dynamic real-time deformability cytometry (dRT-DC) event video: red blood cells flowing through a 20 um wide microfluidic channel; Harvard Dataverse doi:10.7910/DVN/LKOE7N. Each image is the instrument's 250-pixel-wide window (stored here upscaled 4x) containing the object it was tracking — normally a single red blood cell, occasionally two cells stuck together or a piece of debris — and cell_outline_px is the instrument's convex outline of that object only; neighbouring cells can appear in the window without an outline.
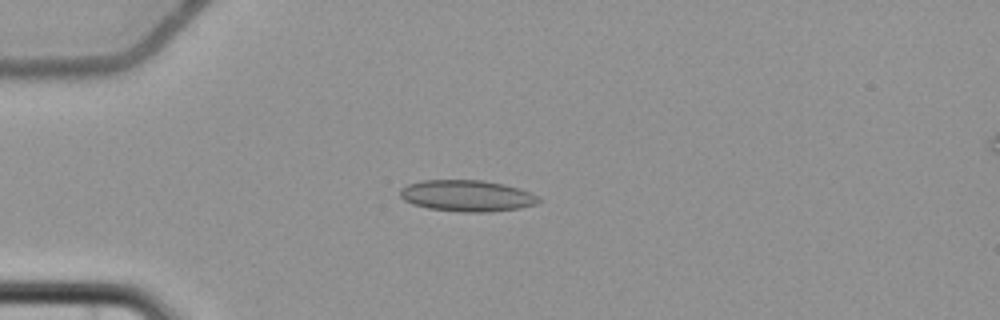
{"species": "common noctule bat (a hibernating species)", "species_latin": "Nyctalus noctula", "temperature_condition": "cold", "stored_images_in_passage": 7, "camera_frame_rate_fps": 3000, "um_per_image_px": 0.085, "animal": {"sex": "female", "body_mass_g": 22.7, "forearm_length_mm": 54.2}, "frame": {"image": 1, "passage_image": 4, "time_ms": 4.333, "image_size_px": [1000, 320], "cell_outline_px": [[544, 200], [536, 204], [520, 208], [492, 212], [460, 212], [428, 208], [412, 204], [404, 200], [400, 196], [400, 188], [408, 184], [420, 180], [484, 180], [504, 184], [520, 188], [532, 192], [540, 196]], "centroid_in_image_um": [39.74, 16.64], "position_along_channel_um": 45.3, "area_um2": 25.78}}
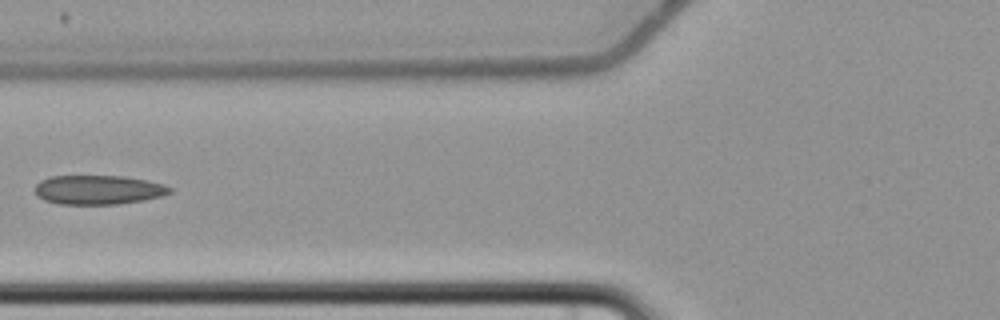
{"frame": {"image": 2, "passage_image": 6, "time_ms": 7.0, "image_size_px": [1000, 320], "cell_outline_px": [[172, 192], [164, 196], [144, 200], [120, 204], [60, 204], [44, 200], [36, 196], [36, 184], [40, 180], [52, 176], [124, 176], [148, 180], [164, 184], [172, 188]], "centroid_in_image_um": [8.39, 16.13], "position_along_channel_um": 117.4, "area_um2": 23.18}}
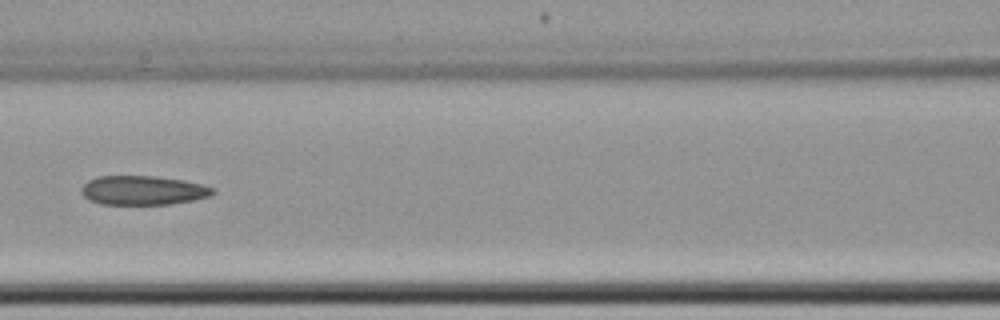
{"frame": {"image": 3, "passage_image": 7, "time_ms": 8.0, "image_size_px": [1000, 320], "cell_outline_px": [[216, 192], [212, 196], [172, 204], [100, 204], [84, 196], [80, 192], [80, 188], [88, 180], [96, 176], [156, 176], [184, 180], [216, 188]], "centroid_in_image_um": [12.18, 16.17], "position_along_channel_um": 154.4, "area_um2": 22.48}}